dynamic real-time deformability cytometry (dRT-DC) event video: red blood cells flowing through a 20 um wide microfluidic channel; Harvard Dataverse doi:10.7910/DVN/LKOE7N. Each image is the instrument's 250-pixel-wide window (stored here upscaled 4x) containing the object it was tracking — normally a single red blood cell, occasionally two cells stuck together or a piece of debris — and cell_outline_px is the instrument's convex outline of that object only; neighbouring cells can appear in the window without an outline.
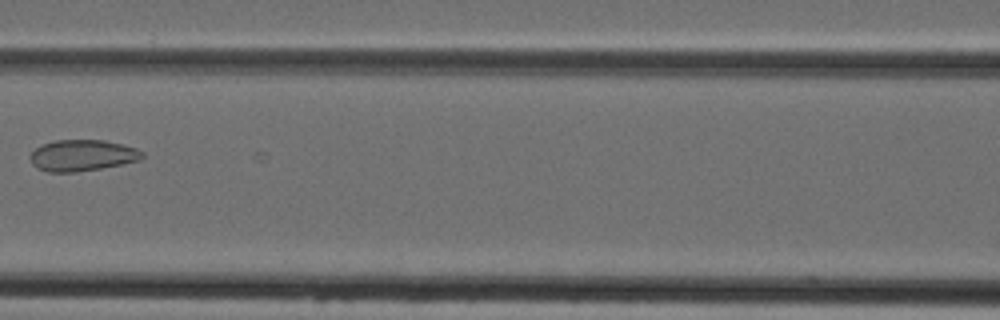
{"species": "Egyptian fruit bat (a non-hibernating species)", "species_latin": "Rousettus aegyptiacus", "temperature_condition": "cold", "stored_images_in_passage": 4, "camera_frame_rate_fps": 3000, "um_per_image_px": 0.085, "animal": {"sex": "female"}, "frame": {"image": 1, "passage_image": 3, "time_ms": 2.333, "image_size_px": [1000, 320], "cell_outline_px": [[144, 156], [140, 160], [124, 164], [76, 172], [48, 172], [36, 168], [32, 164], [28, 156], [36, 148], [44, 144], [56, 140], [104, 140], [136, 148], [144, 152]], "centroid_in_image_um": [6.99, 13.22], "position_along_channel_um": 159.6, "area_um2": 20.46}}
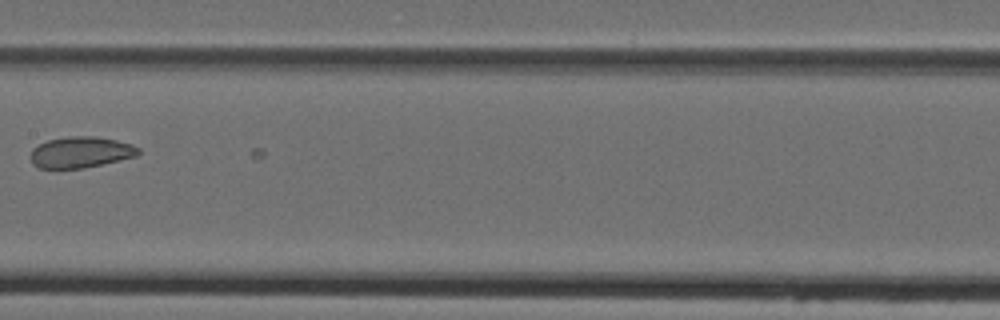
{"frame": {"image": 2, "passage_image": 4, "time_ms": 3.333, "image_size_px": [1000, 320], "cell_outline_px": [[140, 152], [136, 156], [120, 160], [84, 168], [40, 168], [32, 164], [32, 148], [48, 140], [68, 136], [96, 136], [116, 140], [132, 144], [140, 148]], "centroid_in_image_um": [6.89, 12.93], "position_along_channel_um": 200.5, "area_um2": 19.48}}